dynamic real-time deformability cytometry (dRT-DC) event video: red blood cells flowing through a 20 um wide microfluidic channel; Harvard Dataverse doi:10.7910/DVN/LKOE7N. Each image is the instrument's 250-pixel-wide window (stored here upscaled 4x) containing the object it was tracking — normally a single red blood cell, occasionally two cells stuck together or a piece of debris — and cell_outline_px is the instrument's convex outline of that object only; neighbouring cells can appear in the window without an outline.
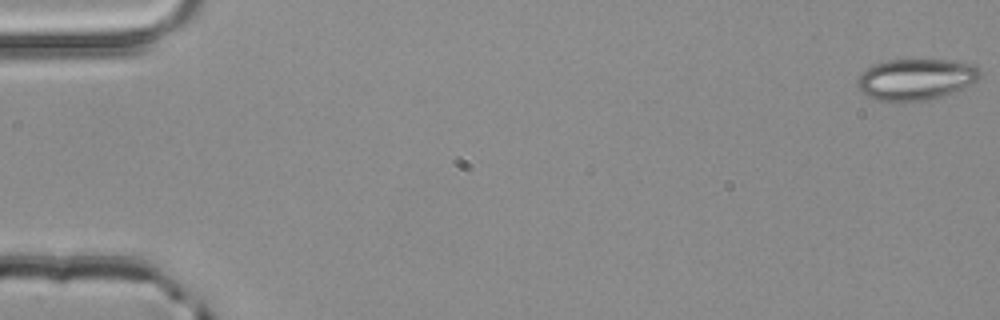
{"species": "common noctule bat (a hibernating species)", "species_latin": "Nyctalus noctula", "temperature_condition": "room temperature", "stored_images_in_passage": 4, "camera_frame_rate_fps": 3000, "um_per_image_px": 0.085, "animal": {"sex": "male", "body_mass_g": 20.4}, "frame": {"image": 1, "passage_image": 1, "time_ms": 0.0, "image_size_px": [1000, 320], "cell_outline_px": [[980, 76], [976, 80], [952, 92], [932, 100], [900, 104], [876, 100], [860, 92], [856, 88], [856, 80], [872, 64], [888, 60], [948, 60], [972, 64], [980, 68]], "centroid_in_image_um": [77.77, 6.78], "position_along_channel_um": 7.2, "area_um2": 29.94}}